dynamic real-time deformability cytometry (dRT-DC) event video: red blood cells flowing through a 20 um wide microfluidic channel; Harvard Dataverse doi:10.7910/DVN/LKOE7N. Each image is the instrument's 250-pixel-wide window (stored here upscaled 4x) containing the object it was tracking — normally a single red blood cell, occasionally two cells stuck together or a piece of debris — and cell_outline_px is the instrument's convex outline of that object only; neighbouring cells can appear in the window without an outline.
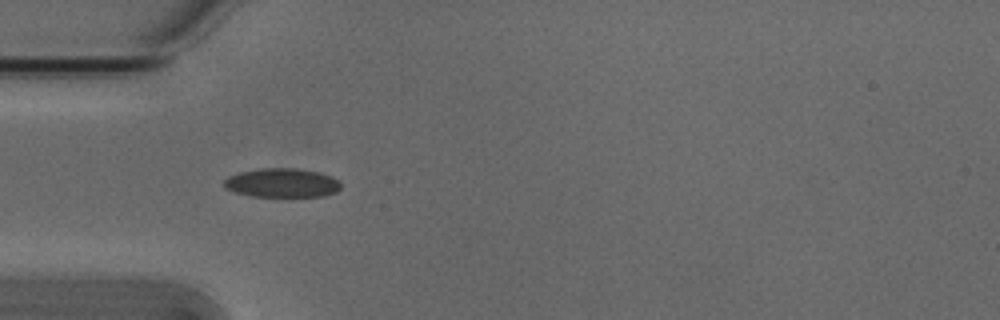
{"species": "Egyptian fruit bat (a non-hibernating species)", "species_latin": "Rousettus aegyptiacus", "temperature_condition": "cold", "stored_images_in_passage": 5, "camera_frame_rate_fps": 3000, "um_per_image_px": 0.085, "animal": {"sex": "male"}, "frame": {"image": 1, "passage_image": 4, "time_ms": 1.0, "image_size_px": [1000, 320], "cell_outline_px": [[340, 188], [336, 192], [324, 196], [292, 200], [252, 196], [236, 192], [224, 188], [224, 180], [228, 176], [240, 172], [260, 168], [296, 168], [320, 172], [332, 176], [340, 184]], "centroid_in_image_um": [24.0, 15.6], "position_along_channel_um": 61.0, "area_um2": 20.75}}
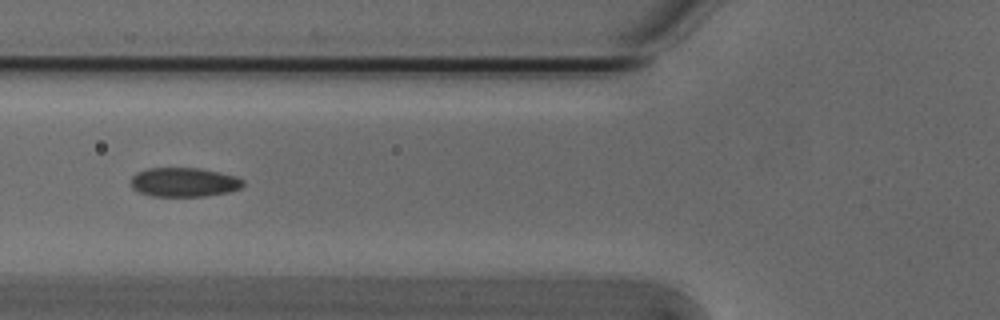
{"frame": {"image": 2, "passage_image": 5, "time_ms": 1.333, "image_size_px": [1000, 320], "cell_outline_px": [[244, 184], [240, 188], [228, 192], [204, 196], [152, 196], [140, 192], [132, 188], [132, 176], [136, 172], [148, 168], [200, 168], [236, 176], [244, 180]], "centroid_in_image_um": [15.64, 15.48], "position_along_channel_um": 110.2, "area_um2": 19.02}}